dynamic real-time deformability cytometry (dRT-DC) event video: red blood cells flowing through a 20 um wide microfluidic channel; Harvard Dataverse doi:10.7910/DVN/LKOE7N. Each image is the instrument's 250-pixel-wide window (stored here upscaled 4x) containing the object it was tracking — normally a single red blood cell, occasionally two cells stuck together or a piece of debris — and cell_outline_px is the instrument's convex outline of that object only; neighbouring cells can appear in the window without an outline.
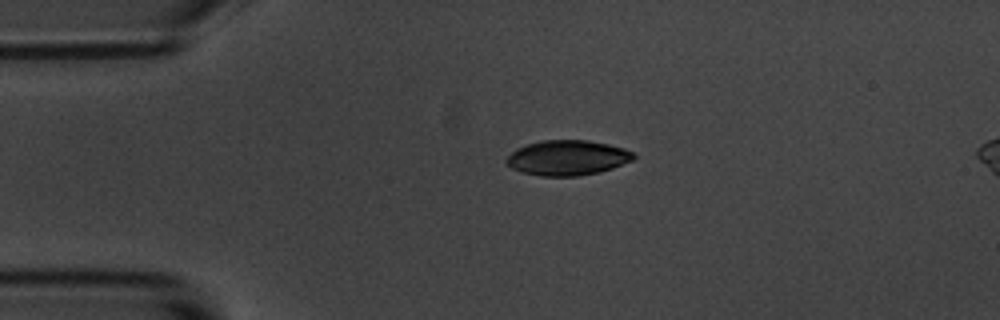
{"species": "common noctule bat (a hibernating species)", "species_latin": "Nyctalus noctula", "temperature_condition": "room temperature", "stored_images_in_passage": 3, "segment_of_instrument_passage": [1, 2], "camera_frame_rate_fps": 3000, "um_per_image_px": 0.085, "animal": {"sex": "male", "body_mass_g": 20.1, "forearm_length_mm": 53.5}, "frame": {"image": 1, "passage_image": 1, "time_ms": 0.0, "image_size_px": [1000, 320], "cell_outline_px": [[636, 156], [632, 160], [612, 168], [600, 172], [580, 176], [540, 176], [524, 172], [512, 168], [504, 160], [516, 148], [540, 140], [588, 140], [608, 144], [624, 148], [636, 152]], "centroid_in_image_um": [48.26, 13.41], "position_along_channel_um": 36.7, "area_um2": 26.07}}